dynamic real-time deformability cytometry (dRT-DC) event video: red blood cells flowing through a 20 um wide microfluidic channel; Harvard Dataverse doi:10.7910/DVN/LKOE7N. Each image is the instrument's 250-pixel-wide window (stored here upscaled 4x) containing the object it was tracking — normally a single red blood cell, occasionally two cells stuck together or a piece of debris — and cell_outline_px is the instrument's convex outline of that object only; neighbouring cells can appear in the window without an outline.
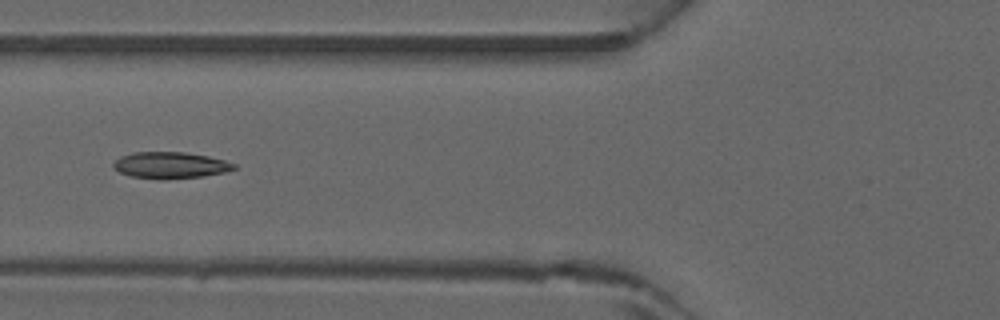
{"species": "common noctule bat (a hibernating species)", "species_latin": "Nyctalus noctula", "temperature_condition": "warm", "stored_images_in_passage": 4, "camera_frame_rate_fps": 3000, "um_per_image_px": 0.085, "animal": {"sex": "male", "forearm_length_mm": 52.5}, "frame": {"image": 1, "passage_image": 4, "time_ms": 1.0, "image_size_px": [1000, 320], "cell_outline_px": [[236, 168], [224, 172], [204, 176], [164, 180], [160, 180], [132, 176], [120, 172], [112, 168], [112, 164], [120, 156], [132, 152], [184, 152], [208, 156], [224, 160], [236, 164]], "centroid_in_image_um": [14.45, 14.05], "position_along_channel_um": 111.3, "area_um2": 18.73}}